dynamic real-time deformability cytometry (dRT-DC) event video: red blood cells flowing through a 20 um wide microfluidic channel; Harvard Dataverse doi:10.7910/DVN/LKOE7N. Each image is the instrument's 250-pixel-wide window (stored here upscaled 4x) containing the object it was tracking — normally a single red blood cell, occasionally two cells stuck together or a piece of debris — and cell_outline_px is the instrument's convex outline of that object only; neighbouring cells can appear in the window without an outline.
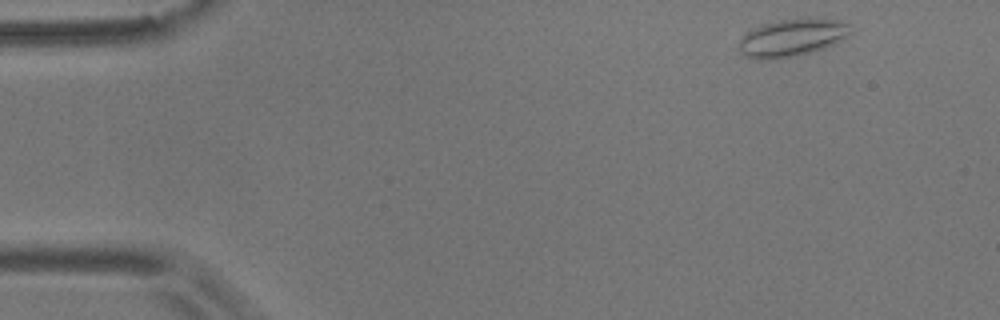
{"species": "common noctule bat (a hibernating species)", "species_latin": "Nyctalus noctula", "temperature_condition": "room temperature", "stored_images_in_passage": 4, "camera_frame_rate_fps": 3000, "um_per_image_px": 0.085, "animal": {"sex": "male", "body_mass_g": 17.9}, "frame": {"image": 1, "passage_image": 1, "time_ms": 0.0, "image_size_px": [1000, 320], "cell_outline_px": [[852, 32], [840, 40], [824, 48], [812, 52], [796, 56], [772, 60], [752, 60], [744, 56], [740, 52], [740, 40], [744, 32], [752, 28], [776, 20], [840, 20], [852, 24]], "centroid_in_image_um": [67.27, 3.24], "position_along_channel_um": 17.7, "area_um2": 24.33}}